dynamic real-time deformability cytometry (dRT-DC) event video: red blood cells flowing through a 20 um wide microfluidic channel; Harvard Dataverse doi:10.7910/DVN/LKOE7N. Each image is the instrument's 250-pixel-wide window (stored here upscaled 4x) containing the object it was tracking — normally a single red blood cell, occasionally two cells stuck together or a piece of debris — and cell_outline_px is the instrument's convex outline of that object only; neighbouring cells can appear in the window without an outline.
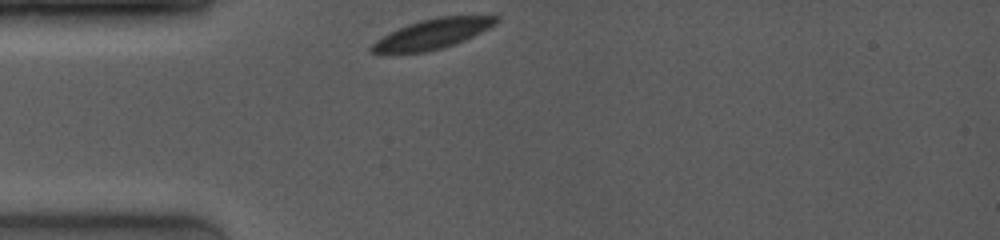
{"species": "common noctule bat (a hibernating species)", "species_latin": "Nyctalus noctula", "temperature_condition": "room temperature", "stored_images_in_passage": 19, "camera_frame_rate_fps": 4000, "um_per_image_px": 0.085, "animal": {"sex": "female", "body_mass_g": 19.0, "forearm_length_mm": 53.3}, "frame": {"image": 1, "passage_image": 1, "time_ms": 0.0, "image_size_px": [1000, 240], "cell_outline_px": [[500, 20], [496, 24], [464, 40], [444, 48], [424, 52], [384, 56], [372, 52], [368, 48], [376, 40], [408, 24], [420, 20], [436, 16], [500, 16]], "centroid_in_image_um": [36.69, 2.92], "position_along_channel_um": 48.3, "area_um2": 22.02}}
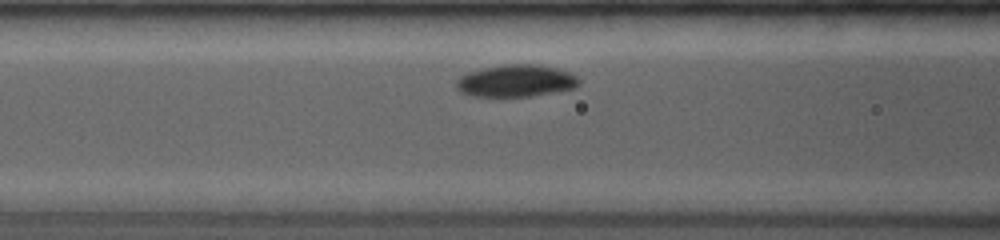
{"frame": {"image": 2, "passage_image": 9, "time_ms": 2.25, "image_size_px": [1000, 240], "cell_outline_px": [[580, 84], [576, 88], [532, 96], [472, 96], [460, 92], [456, 88], [456, 80], [460, 76], [468, 72], [484, 68], [504, 64], [536, 64], [556, 68], [568, 72], [576, 76], [580, 80]], "centroid_in_image_um": [43.86, 6.87], "position_along_channel_um": 122.7, "area_um2": 23.0}}
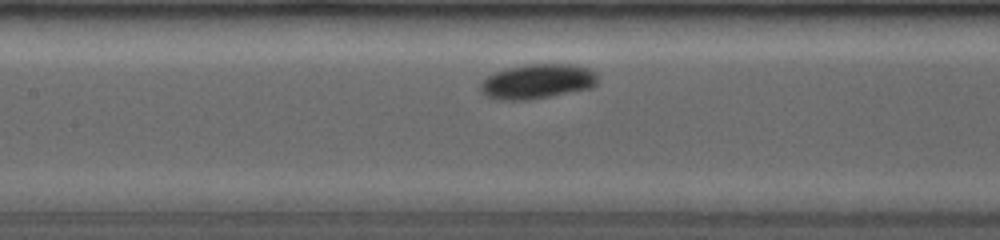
{"frame": {"image": 3, "passage_image": 14, "time_ms": 3.25, "image_size_px": [1000, 240], "cell_outline_px": [[600, 80], [592, 88], [528, 100], [496, 100], [484, 96], [480, 88], [480, 84], [484, 76], [492, 72], [504, 68], [528, 64], [572, 64], [588, 68], [596, 72]], "centroid_in_image_um": [45.64, 6.92], "position_along_channel_um": 161.8, "area_um2": 24.28}}